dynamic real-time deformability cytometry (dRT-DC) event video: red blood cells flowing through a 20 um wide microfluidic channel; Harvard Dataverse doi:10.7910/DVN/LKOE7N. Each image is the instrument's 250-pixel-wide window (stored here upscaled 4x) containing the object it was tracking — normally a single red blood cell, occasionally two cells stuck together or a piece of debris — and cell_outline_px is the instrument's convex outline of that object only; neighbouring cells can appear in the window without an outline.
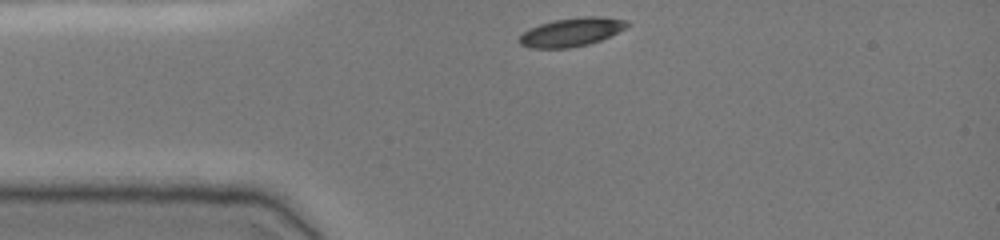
{"species": "common noctule bat (a hibernating species)", "species_latin": "Nyctalus noctula", "temperature_condition": "cold", "stored_images_in_passage": 33, "camera_frame_rate_fps": 3000, "um_per_image_px": 0.085, "animal": {"sex": "female", "body_mass_g": 19.0, "forearm_length_mm": 51.5}, "frame": {"image": 1, "passage_image": 1, "time_ms": 0.0, "image_size_px": [1000, 240], "cell_outline_px": [[632, 24], [600, 40], [588, 44], [568, 48], [528, 48], [520, 44], [516, 40], [528, 28], [552, 20], [584, 16], [604, 16], [628, 20]], "centroid_in_image_um": [48.55, 2.71], "position_along_channel_um": 36.4, "area_um2": 18.09}}
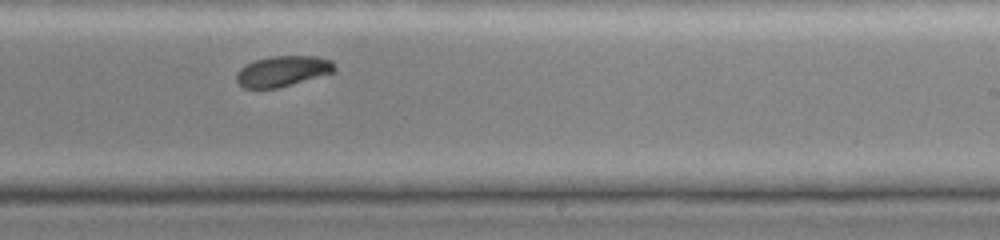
{"frame": {"image": 2, "passage_image": 21, "time_ms": 6.667, "image_size_px": [1000, 240], "cell_outline_px": [[336, 72], [292, 84], [276, 88], [244, 88], [236, 80], [236, 76], [240, 68], [256, 60], [272, 56], [316, 56], [332, 60], [336, 68]], "centroid_in_image_um": [24.07, 6.04], "position_along_channel_um": 264.9, "area_um2": 17.4}}
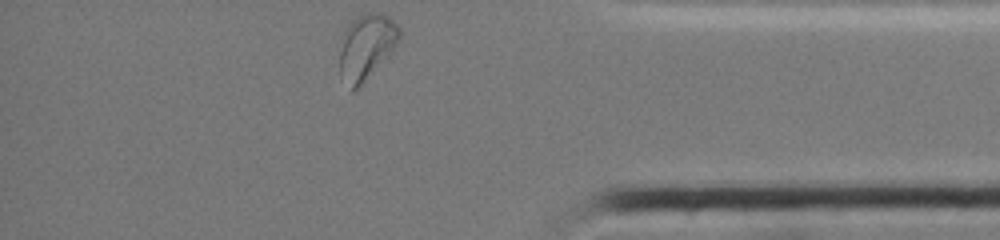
{"frame": {"image": 3, "passage_image": 33, "time_ms": 10.667, "image_size_px": [1000, 240], "cell_outline_px": [[400, 36], [392, 52], [352, 92], [340, 76], [340, 52], [344, 28], [356, 16], [364, 12], [380, 12], [388, 16], [400, 28]], "centroid_in_image_um": [31.13, 3.92], "position_along_channel_um": 404.1, "area_um2": 22.66}, "authors_computed_cell_mechanics": {"area_um2": 18.5538, "velocity_mm_per_s": 3.7876, "shape_relaxation_time_tau1_ms": 2.7434, "shape_relaxation_time_tau2_ms": 8.8928, "deformation_change_tau1": 0.0939, "deformation_change_tau2": 0.0883}}